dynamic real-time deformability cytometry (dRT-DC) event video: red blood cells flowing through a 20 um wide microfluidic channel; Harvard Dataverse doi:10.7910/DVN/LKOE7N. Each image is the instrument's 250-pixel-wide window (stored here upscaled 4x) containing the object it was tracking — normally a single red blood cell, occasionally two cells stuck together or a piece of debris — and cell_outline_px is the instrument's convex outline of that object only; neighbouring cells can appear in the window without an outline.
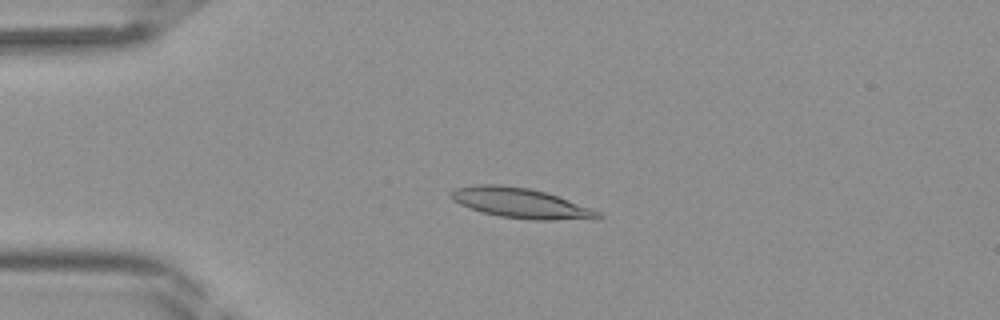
{"species": "Egyptian fruit bat (a non-hibernating species)", "species_latin": "Rousettus aegyptiacus", "temperature_condition": "room temperature", "stored_images_in_passage": 41, "camera_frame_rate_fps": 3000, "um_per_image_px": 0.085, "frame": {"image": 1, "passage_image": 9, "time_ms": 2.667, "image_size_px": [1000, 320], "cell_outline_px": [[604, 216], [600, 220], [536, 220], [500, 216], [484, 212], [460, 204], [452, 200], [448, 196], [456, 188], [476, 184], [500, 184], [528, 188], [544, 192], [592, 208], [600, 212]], "centroid_in_image_um": [44.33, 17.27], "position_along_channel_um": 40.7, "area_um2": 25.78}}
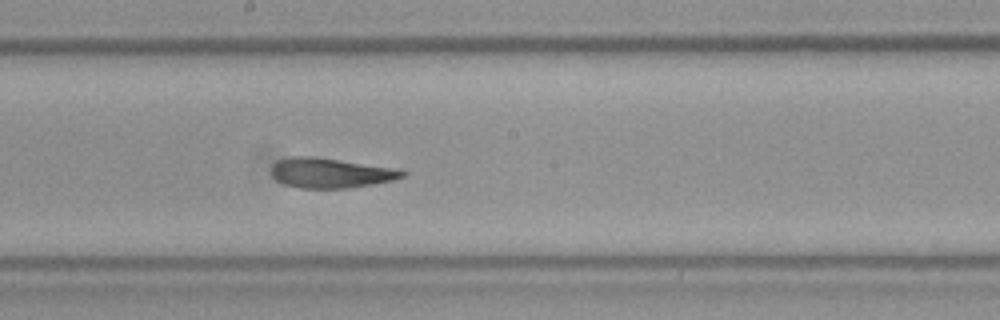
{"frame": {"image": 2, "passage_image": 22, "time_ms": 7.0, "image_size_px": [1000, 320], "cell_outline_px": [[408, 172], [404, 176], [392, 180], [372, 184], [348, 188], [300, 188], [284, 184], [276, 180], [272, 176], [272, 164], [276, 160], [288, 156], [316, 156], [400, 168]], "centroid_in_image_um": [28.1, 14.68], "position_along_channel_um": 220.1, "area_um2": 23.29}}
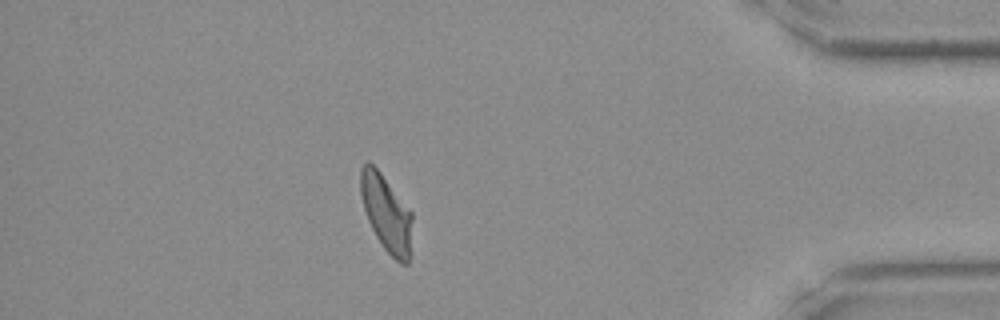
{"frame": {"image": 3, "passage_image": 36, "time_ms": 11.667, "image_size_px": [1000, 320], "cell_outline_px": [[412, 220], [408, 264], [400, 264], [384, 248], [376, 236], [368, 220], [364, 208], [360, 192], [360, 168], [368, 160], [380, 172], [412, 212]], "centroid_in_image_um": [32.83, 18.11], "position_along_channel_um": 402.4, "area_um2": 22.72}}